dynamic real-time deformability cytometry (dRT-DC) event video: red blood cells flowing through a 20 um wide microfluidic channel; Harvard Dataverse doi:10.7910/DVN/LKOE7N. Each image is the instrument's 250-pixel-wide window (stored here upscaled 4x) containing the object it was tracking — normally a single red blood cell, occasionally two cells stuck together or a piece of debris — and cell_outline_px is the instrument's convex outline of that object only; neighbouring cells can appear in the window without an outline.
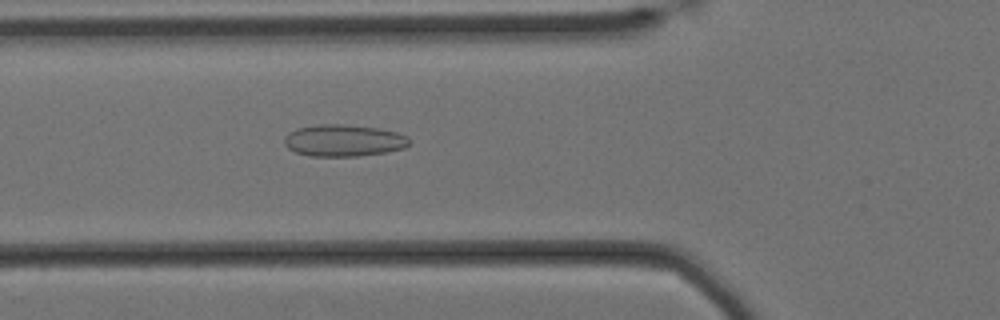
{"species": "Egyptian fruit bat (a non-hibernating species)", "species_latin": "Rousettus aegyptiacus", "temperature_condition": "cold", "stored_images_in_passage": 42, "camera_frame_rate_fps": 3000, "um_per_image_px": 0.085, "animal": {"sex": "female"}, "frame": {"image": 1, "passage_image": 6, "time_ms": 1.667, "image_size_px": [1000, 320], "cell_outline_px": [[408, 144], [404, 148], [388, 152], [356, 156], [308, 156], [296, 152], [288, 148], [284, 144], [284, 136], [288, 132], [296, 128], [320, 124], [340, 124], [380, 128], [396, 132], [408, 136]], "centroid_in_image_um": [29.18, 11.94], "position_along_channel_um": 96.6, "area_um2": 23.29}}
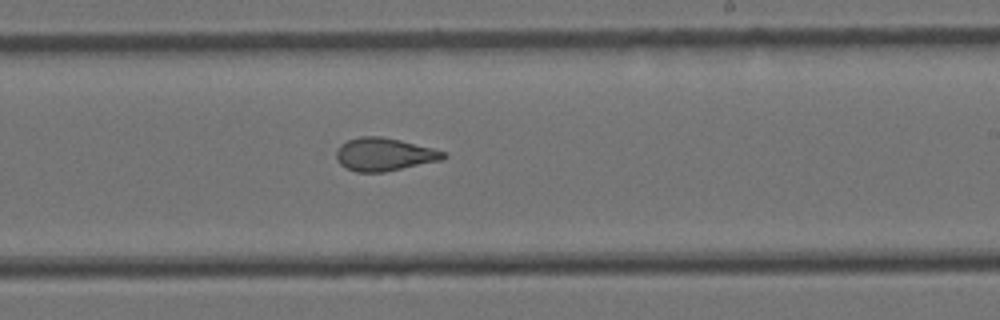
{"frame": {"image": 2, "passage_image": 20, "time_ms": 6.333, "image_size_px": [1000, 320], "cell_outline_px": [[448, 156], [444, 160], [384, 172], [356, 172], [340, 164], [336, 160], [336, 152], [340, 144], [348, 140], [360, 136], [380, 136], [400, 140], [432, 148], [444, 152]], "centroid_in_image_um": [32.66, 13.13], "position_along_channel_um": 256.3, "area_um2": 20.63}}
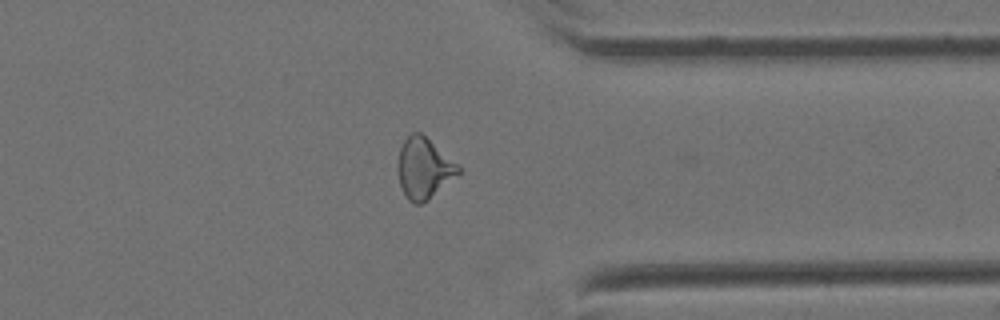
{"frame": {"image": 3, "passage_image": 31, "time_ms": 10.0, "image_size_px": [1000, 320], "cell_outline_px": [[460, 172], [428, 200], [420, 204], [416, 204], [408, 200], [400, 184], [396, 168], [400, 148], [404, 140], [412, 132], [420, 132], [456, 164], [460, 168]], "centroid_in_image_um": [35.98, 14.31], "position_along_channel_um": 375.4, "area_um2": 20.92}, "authors_computed_cell_mechanics": {"area_um2": 20.8658, "velocity_mm_per_s": 3.419, "shape_relaxation_time_tau1_ms": null, "shape_relaxation_time_tau2_ms": 1.5961, "deformation_change_tau1": null, "deformation_change_tau2": 0.0963}}